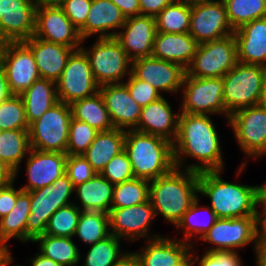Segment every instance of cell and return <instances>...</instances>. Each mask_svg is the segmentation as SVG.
<instances>
[{
    "label": "cell",
    "mask_w": 266,
    "mask_h": 266,
    "mask_svg": "<svg viewBox=\"0 0 266 266\" xmlns=\"http://www.w3.org/2000/svg\"><path fill=\"white\" fill-rule=\"evenodd\" d=\"M210 116L180 112L178 132L173 142L175 167L198 173L224 170L225 162L222 156V146H220L215 123L212 122ZM184 156L197 159L199 164L185 165Z\"/></svg>",
    "instance_id": "cell-1"
},
{
    "label": "cell",
    "mask_w": 266,
    "mask_h": 266,
    "mask_svg": "<svg viewBox=\"0 0 266 266\" xmlns=\"http://www.w3.org/2000/svg\"><path fill=\"white\" fill-rule=\"evenodd\" d=\"M198 178L196 171L174 167L167 174L151 180L149 201L155 215L161 214L176 226L199 197Z\"/></svg>",
    "instance_id": "cell-2"
},
{
    "label": "cell",
    "mask_w": 266,
    "mask_h": 266,
    "mask_svg": "<svg viewBox=\"0 0 266 266\" xmlns=\"http://www.w3.org/2000/svg\"><path fill=\"white\" fill-rule=\"evenodd\" d=\"M221 170L199 172V194L210 199L218 218L256 216L258 186L224 181Z\"/></svg>",
    "instance_id": "cell-3"
},
{
    "label": "cell",
    "mask_w": 266,
    "mask_h": 266,
    "mask_svg": "<svg viewBox=\"0 0 266 266\" xmlns=\"http://www.w3.org/2000/svg\"><path fill=\"white\" fill-rule=\"evenodd\" d=\"M124 150L129 157L135 178L151 181L175 167L173 143L165 138L127 130Z\"/></svg>",
    "instance_id": "cell-4"
},
{
    "label": "cell",
    "mask_w": 266,
    "mask_h": 266,
    "mask_svg": "<svg viewBox=\"0 0 266 266\" xmlns=\"http://www.w3.org/2000/svg\"><path fill=\"white\" fill-rule=\"evenodd\" d=\"M265 79L266 67L240 62L223 76L227 119L240 109L261 104Z\"/></svg>",
    "instance_id": "cell-5"
},
{
    "label": "cell",
    "mask_w": 266,
    "mask_h": 266,
    "mask_svg": "<svg viewBox=\"0 0 266 266\" xmlns=\"http://www.w3.org/2000/svg\"><path fill=\"white\" fill-rule=\"evenodd\" d=\"M74 192L72 181L66 174L52 184L30 191V214L27 217L26 242H32L43 235L49 218L61 207L74 202L70 197Z\"/></svg>",
    "instance_id": "cell-6"
},
{
    "label": "cell",
    "mask_w": 266,
    "mask_h": 266,
    "mask_svg": "<svg viewBox=\"0 0 266 266\" xmlns=\"http://www.w3.org/2000/svg\"><path fill=\"white\" fill-rule=\"evenodd\" d=\"M81 49L89 59L93 77L99 86L123 83L132 72V60L115 38H97L91 48L81 46Z\"/></svg>",
    "instance_id": "cell-7"
},
{
    "label": "cell",
    "mask_w": 266,
    "mask_h": 266,
    "mask_svg": "<svg viewBox=\"0 0 266 266\" xmlns=\"http://www.w3.org/2000/svg\"><path fill=\"white\" fill-rule=\"evenodd\" d=\"M71 119L70 105L56 103L29 125L30 148L66 153Z\"/></svg>",
    "instance_id": "cell-8"
},
{
    "label": "cell",
    "mask_w": 266,
    "mask_h": 266,
    "mask_svg": "<svg viewBox=\"0 0 266 266\" xmlns=\"http://www.w3.org/2000/svg\"><path fill=\"white\" fill-rule=\"evenodd\" d=\"M238 63L234 34L219 40L198 44L186 75L198 78L223 77Z\"/></svg>",
    "instance_id": "cell-9"
},
{
    "label": "cell",
    "mask_w": 266,
    "mask_h": 266,
    "mask_svg": "<svg viewBox=\"0 0 266 266\" xmlns=\"http://www.w3.org/2000/svg\"><path fill=\"white\" fill-rule=\"evenodd\" d=\"M223 77L198 78L185 75L180 111L191 114L225 115L227 110L223 101Z\"/></svg>",
    "instance_id": "cell-10"
},
{
    "label": "cell",
    "mask_w": 266,
    "mask_h": 266,
    "mask_svg": "<svg viewBox=\"0 0 266 266\" xmlns=\"http://www.w3.org/2000/svg\"><path fill=\"white\" fill-rule=\"evenodd\" d=\"M240 149L249 158L266 156V106L240 109L227 120Z\"/></svg>",
    "instance_id": "cell-11"
},
{
    "label": "cell",
    "mask_w": 266,
    "mask_h": 266,
    "mask_svg": "<svg viewBox=\"0 0 266 266\" xmlns=\"http://www.w3.org/2000/svg\"><path fill=\"white\" fill-rule=\"evenodd\" d=\"M56 89L58 100L69 105L99 92L89 59L81 48L70 55L62 75L56 81Z\"/></svg>",
    "instance_id": "cell-12"
},
{
    "label": "cell",
    "mask_w": 266,
    "mask_h": 266,
    "mask_svg": "<svg viewBox=\"0 0 266 266\" xmlns=\"http://www.w3.org/2000/svg\"><path fill=\"white\" fill-rule=\"evenodd\" d=\"M200 240L213 245L205 252H237L238 249L254 243V252L256 253V216L218 218Z\"/></svg>",
    "instance_id": "cell-13"
},
{
    "label": "cell",
    "mask_w": 266,
    "mask_h": 266,
    "mask_svg": "<svg viewBox=\"0 0 266 266\" xmlns=\"http://www.w3.org/2000/svg\"><path fill=\"white\" fill-rule=\"evenodd\" d=\"M198 44L219 40L234 33L223 0L191 6L188 32Z\"/></svg>",
    "instance_id": "cell-14"
},
{
    "label": "cell",
    "mask_w": 266,
    "mask_h": 266,
    "mask_svg": "<svg viewBox=\"0 0 266 266\" xmlns=\"http://www.w3.org/2000/svg\"><path fill=\"white\" fill-rule=\"evenodd\" d=\"M1 63L13 95H21L41 78L34 55L23 41L7 42Z\"/></svg>",
    "instance_id": "cell-15"
},
{
    "label": "cell",
    "mask_w": 266,
    "mask_h": 266,
    "mask_svg": "<svg viewBox=\"0 0 266 266\" xmlns=\"http://www.w3.org/2000/svg\"><path fill=\"white\" fill-rule=\"evenodd\" d=\"M109 214L110 233L129 242L158 238L150 235V224L157 216L150 201L125 208H111ZM151 236V237H150Z\"/></svg>",
    "instance_id": "cell-16"
},
{
    "label": "cell",
    "mask_w": 266,
    "mask_h": 266,
    "mask_svg": "<svg viewBox=\"0 0 266 266\" xmlns=\"http://www.w3.org/2000/svg\"><path fill=\"white\" fill-rule=\"evenodd\" d=\"M34 37L78 50L83 45L78 29L60 6L37 5Z\"/></svg>",
    "instance_id": "cell-17"
},
{
    "label": "cell",
    "mask_w": 266,
    "mask_h": 266,
    "mask_svg": "<svg viewBox=\"0 0 266 266\" xmlns=\"http://www.w3.org/2000/svg\"><path fill=\"white\" fill-rule=\"evenodd\" d=\"M35 0H0V35L7 42L30 39L35 31Z\"/></svg>",
    "instance_id": "cell-18"
},
{
    "label": "cell",
    "mask_w": 266,
    "mask_h": 266,
    "mask_svg": "<svg viewBox=\"0 0 266 266\" xmlns=\"http://www.w3.org/2000/svg\"><path fill=\"white\" fill-rule=\"evenodd\" d=\"M132 73L160 93H177L181 91L186 69L179 64L148 56L132 61Z\"/></svg>",
    "instance_id": "cell-19"
},
{
    "label": "cell",
    "mask_w": 266,
    "mask_h": 266,
    "mask_svg": "<svg viewBox=\"0 0 266 266\" xmlns=\"http://www.w3.org/2000/svg\"><path fill=\"white\" fill-rule=\"evenodd\" d=\"M160 236L133 252L141 266H188L193 245L180 239Z\"/></svg>",
    "instance_id": "cell-20"
},
{
    "label": "cell",
    "mask_w": 266,
    "mask_h": 266,
    "mask_svg": "<svg viewBox=\"0 0 266 266\" xmlns=\"http://www.w3.org/2000/svg\"><path fill=\"white\" fill-rule=\"evenodd\" d=\"M155 34L156 19L139 15L126 18L114 38L133 61L151 56Z\"/></svg>",
    "instance_id": "cell-21"
},
{
    "label": "cell",
    "mask_w": 266,
    "mask_h": 266,
    "mask_svg": "<svg viewBox=\"0 0 266 266\" xmlns=\"http://www.w3.org/2000/svg\"><path fill=\"white\" fill-rule=\"evenodd\" d=\"M26 158L27 183L23 191H34L52 184L66 173L67 153L39 151L31 148Z\"/></svg>",
    "instance_id": "cell-22"
},
{
    "label": "cell",
    "mask_w": 266,
    "mask_h": 266,
    "mask_svg": "<svg viewBox=\"0 0 266 266\" xmlns=\"http://www.w3.org/2000/svg\"><path fill=\"white\" fill-rule=\"evenodd\" d=\"M99 92L116 129L134 130L141 117L142 107L131 97L124 83L99 86Z\"/></svg>",
    "instance_id": "cell-23"
},
{
    "label": "cell",
    "mask_w": 266,
    "mask_h": 266,
    "mask_svg": "<svg viewBox=\"0 0 266 266\" xmlns=\"http://www.w3.org/2000/svg\"><path fill=\"white\" fill-rule=\"evenodd\" d=\"M180 112L174 113L172 106L162 96L141 109V117L134 129L137 132L155 135L173 143L178 132Z\"/></svg>",
    "instance_id": "cell-24"
},
{
    "label": "cell",
    "mask_w": 266,
    "mask_h": 266,
    "mask_svg": "<svg viewBox=\"0 0 266 266\" xmlns=\"http://www.w3.org/2000/svg\"><path fill=\"white\" fill-rule=\"evenodd\" d=\"M125 20V16L111 0H92L86 22L78 30L79 35L83 42L94 34L98 38H114Z\"/></svg>",
    "instance_id": "cell-25"
},
{
    "label": "cell",
    "mask_w": 266,
    "mask_h": 266,
    "mask_svg": "<svg viewBox=\"0 0 266 266\" xmlns=\"http://www.w3.org/2000/svg\"><path fill=\"white\" fill-rule=\"evenodd\" d=\"M23 42L34 55L40 77L54 82L62 75L70 55L75 51L71 47L45 41L34 36Z\"/></svg>",
    "instance_id": "cell-26"
},
{
    "label": "cell",
    "mask_w": 266,
    "mask_h": 266,
    "mask_svg": "<svg viewBox=\"0 0 266 266\" xmlns=\"http://www.w3.org/2000/svg\"><path fill=\"white\" fill-rule=\"evenodd\" d=\"M238 62L266 67V17L255 19L234 31Z\"/></svg>",
    "instance_id": "cell-27"
},
{
    "label": "cell",
    "mask_w": 266,
    "mask_h": 266,
    "mask_svg": "<svg viewBox=\"0 0 266 266\" xmlns=\"http://www.w3.org/2000/svg\"><path fill=\"white\" fill-rule=\"evenodd\" d=\"M198 47L189 33H166L156 31L151 56L181 65L187 69Z\"/></svg>",
    "instance_id": "cell-28"
},
{
    "label": "cell",
    "mask_w": 266,
    "mask_h": 266,
    "mask_svg": "<svg viewBox=\"0 0 266 266\" xmlns=\"http://www.w3.org/2000/svg\"><path fill=\"white\" fill-rule=\"evenodd\" d=\"M113 187L106 178L96 173L90 180L74 187L82 211H99L109 213L112 204ZM81 206V207H80Z\"/></svg>",
    "instance_id": "cell-29"
},
{
    "label": "cell",
    "mask_w": 266,
    "mask_h": 266,
    "mask_svg": "<svg viewBox=\"0 0 266 266\" xmlns=\"http://www.w3.org/2000/svg\"><path fill=\"white\" fill-rule=\"evenodd\" d=\"M30 192L21 191L13 209L0 219V253H11L8 241L26 242L27 217L30 214Z\"/></svg>",
    "instance_id": "cell-30"
},
{
    "label": "cell",
    "mask_w": 266,
    "mask_h": 266,
    "mask_svg": "<svg viewBox=\"0 0 266 266\" xmlns=\"http://www.w3.org/2000/svg\"><path fill=\"white\" fill-rule=\"evenodd\" d=\"M125 131L111 129L100 131L83 154L96 173H101L105 165L117 154L124 150Z\"/></svg>",
    "instance_id": "cell-31"
},
{
    "label": "cell",
    "mask_w": 266,
    "mask_h": 266,
    "mask_svg": "<svg viewBox=\"0 0 266 266\" xmlns=\"http://www.w3.org/2000/svg\"><path fill=\"white\" fill-rule=\"evenodd\" d=\"M20 96L24 102L25 116L29 125L59 102L56 82L43 78L36 80Z\"/></svg>",
    "instance_id": "cell-32"
},
{
    "label": "cell",
    "mask_w": 266,
    "mask_h": 266,
    "mask_svg": "<svg viewBox=\"0 0 266 266\" xmlns=\"http://www.w3.org/2000/svg\"><path fill=\"white\" fill-rule=\"evenodd\" d=\"M70 109L73 118L86 122L99 132L114 129L100 92L72 102Z\"/></svg>",
    "instance_id": "cell-33"
},
{
    "label": "cell",
    "mask_w": 266,
    "mask_h": 266,
    "mask_svg": "<svg viewBox=\"0 0 266 266\" xmlns=\"http://www.w3.org/2000/svg\"><path fill=\"white\" fill-rule=\"evenodd\" d=\"M29 129L0 131V160L15 171L18 176L19 165L30 151Z\"/></svg>",
    "instance_id": "cell-34"
},
{
    "label": "cell",
    "mask_w": 266,
    "mask_h": 266,
    "mask_svg": "<svg viewBox=\"0 0 266 266\" xmlns=\"http://www.w3.org/2000/svg\"><path fill=\"white\" fill-rule=\"evenodd\" d=\"M39 242V253L61 266H77L81 260L78 246L69 237L40 235L32 243Z\"/></svg>",
    "instance_id": "cell-35"
},
{
    "label": "cell",
    "mask_w": 266,
    "mask_h": 266,
    "mask_svg": "<svg viewBox=\"0 0 266 266\" xmlns=\"http://www.w3.org/2000/svg\"><path fill=\"white\" fill-rule=\"evenodd\" d=\"M199 197L195 200L192 206L183 214L182 219L177 223L176 227L182 230L185 234L182 241L189 243L191 245H195L194 243L190 242L191 238L196 235L197 238L201 239L203 235H205L209 229L213 226V224L218 220L217 215L211 209L210 206H200ZM205 214L207 213V219L202 218L201 212ZM200 213V214H199ZM200 215V216H199ZM205 219V220H204Z\"/></svg>",
    "instance_id": "cell-36"
},
{
    "label": "cell",
    "mask_w": 266,
    "mask_h": 266,
    "mask_svg": "<svg viewBox=\"0 0 266 266\" xmlns=\"http://www.w3.org/2000/svg\"><path fill=\"white\" fill-rule=\"evenodd\" d=\"M75 235L88 245L95 244L110 233L109 214L99 211H82L78 220Z\"/></svg>",
    "instance_id": "cell-37"
},
{
    "label": "cell",
    "mask_w": 266,
    "mask_h": 266,
    "mask_svg": "<svg viewBox=\"0 0 266 266\" xmlns=\"http://www.w3.org/2000/svg\"><path fill=\"white\" fill-rule=\"evenodd\" d=\"M191 6L173 0L156 17V31L166 33H188L190 28Z\"/></svg>",
    "instance_id": "cell-38"
},
{
    "label": "cell",
    "mask_w": 266,
    "mask_h": 266,
    "mask_svg": "<svg viewBox=\"0 0 266 266\" xmlns=\"http://www.w3.org/2000/svg\"><path fill=\"white\" fill-rule=\"evenodd\" d=\"M228 21L235 31L246 23L266 17V0H223Z\"/></svg>",
    "instance_id": "cell-39"
},
{
    "label": "cell",
    "mask_w": 266,
    "mask_h": 266,
    "mask_svg": "<svg viewBox=\"0 0 266 266\" xmlns=\"http://www.w3.org/2000/svg\"><path fill=\"white\" fill-rule=\"evenodd\" d=\"M150 181L134 178L113 187L111 208H125L147 202L149 200Z\"/></svg>",
    "instance_id": "cell-40"
},
{
    "label": "cell",
    "mask_w": 266,
    "mask_h": 266,
    "mask_svg": "<svg viewBox=\"0 0 266 266\" xmlns=\"http://www.w3.org/2000/svg\"><path fill=\"white\" fill-rule=\"evenodd\" d=\"M120 242V238L111 234L107 238L92 244L82 266H114L129 253L120 250Z\"/></svg>",
    "instance_id": "cell-41"
},
{
    "label": "cell",
    "mask_w": 266,
    "mask_h": 266,
    "mask_svg": "<svg viewBox=\"0 0 266 266\" xmlns=\"http://www.w3.org/2000/svg\"><path fill=\"white\" fill-rule=\"evenodd\" d=\"M81 212L74 203L61 207L49 218L44 234L72 238Z\"/></svg>",
    "instance_id": "cell-42"
},
{
    "label": "cell",
    "mask_w": 266,
    "mask_h": 266,
    "mask_svg": "<svg viewBox=\"0 0 266 266\" xmlns=\"http://www.w3.org/2000/svg\"><path fill=\"white\" fill-rule=\"evenodd\" d=\"M12 129H29L20 95H12L0 104V131Z\"/></svg>",
    "instance_id": "cell-43"
},
{
    "label": "cell",
    "mask_w": 266,
    "mask_h": 266,
    "mask_svg": "<svg viewBox=\"0 0 266 266\" xmlns=\"http://www.w3.org/2000/svg\"><path fill=\"white\" fill-rule=\"evenodd\" d=\"M98 132L99 131L86 122L79 121L72 117L69 125L67 155H83Z\"/></svg>",
    "instance_id": "cell-44"
},
{
    "label": "cell",
    "mask_w": 266,
    "mask_h": 266,
    "mask_svg": "<svg viewBox=\"0 0 266 266\" xmlns=\"http://www.w3.org/2000/svg\"><path fill=\"white\" fill-rule=\"evenodd\" d=\"M111 184H119L134 179L132 165L125 150L115 155L100 173Z\"/></svg>",
    "instance_id": "cell-45"
},
{
    "label": "cell",
    "mask_w": 266,
    "mask_h": 266,
    "mask_svg": "<svg viewBox=\"0 0 266 266\" xmlns=\"http://www.w3.org/2000/svg\"><path fill=\"white\" fill-rule=\"evenodd\" d=\"M191 251L190 264L191 266H243L241 257L238 251H211L204 252L202 257H193Z\"/></svg>",
    "instance_id": "cell-46"
},
{
    "label": "cell",
    "mask_w": 266,
    "mask_h": 266,
    "mask_svg": "<svg viewBox=\"0 0 266 266\" xmlns=\"http://www.w3.org/2000/svg\"><path fill=\"white\" fill-rule=\"evenodd\" d=\"M128 88L131 97L141 106L144 107L162 97V94L157 91L149 83L138 79L132 72L129 75L127 82H123Z\"/></svg>",
    "instance_id": "cell-47"
},
{
    "label": "cell",
    "mask_w": 266,
    "mask_h": 266,
    "mask_svg": "<svg viewBox=\"0 0 266 266\" xmlns=\"http://www.w3.org/2000/svg\"><path fill=\"white\" fill-rule=\"evenodd\" d=\"M65 174L75 187L90 180L96 172L83 155H68Z\"/></svg>",
    "instance_id": "cell-48"
},
{
    "label": "cell",
    "mask_w": 266,
    "mask_h": 266,
    "mask_svg": "<svg viewBox=\"0 0 266 266\" xmlns=\"http://www.w3.org/2000/svg\"><path fill=\"white\" fill-rule=\"evenodd\" d=\"M92 0H66L60 7L79 30L86 22Z\"/></svg>",
    "instance_id": "cell-49"
},
{
    "label": "cell",
    "mask_w": 266,
    "mask_h": 266,
    "mask_svg": "<svg viewBox=\"0 0 266 266\" xmlns=\"http://www.w3.org/2000/svg\"><path fill=\"white\" fill-rule=\"evenodd\" d=\"M14 182H11L7 186L0 188V219L6 216L15 206L17 196L22 191L14 188Z\"/></svg>",
    "instance_id": "cell-50"
},
{
    "label": "cell",
    "mask_w": 266,
    "mask_h": 266,
    "mask_svg": "<svg viewBox=\"0 0 266 266\" xmlns=\"http://www.w3.org/2000/svg\"><path fill=\"white\" fill-rule=\"evenodd\" d=\"M256 251H266V210L256 209Z\"/></svg>",
    "instance_id": "cell-51"
},
{
    "label": "cell",
    "mask_w": 266,
    "mask_h": 266,
    "mask_svg": "<svg viewBox=\"0 0 266 266\" xmlns=\"http://www.w3.org/2000/svg\"><path fill=\"white\" fill-rule=\"evenodd\" d=\"M173 0H139L141 15L156 17Z\"/></svg>",
    "instance_id": "cell-52"
},
{
    "label": "cell",
    "mask_w": 266,
    "mask_h": 266,
    "mask_svg": "<svg viewBox=\"0 0 266 266\" xmlns=\"http://www.w3.org/2000/svg\"><path fill=\"white\" fill-rule=\"evenodd\" d=\"M125 18L141 15L139 0H111Z\"/></svg>",
    "instance_id": "cell-53"
},
{
    "label": "cell",
    "mask_w": 266,
    "mask_h": 266,
    "mask_svg": "<svg viewBox=\"0 0 266 266\" xmlns=\"http://www.w3.org/2000/svg\"><path fill=\"white\" fill-rule=\"evenodd\" d=\"M15 181V171L0 160V188Z\"/></svg>",
    "instance_id": "cell-54"
},
{
    "label": "cell",
    "mask_w": 266,
    "mask_h": 266,
    "mask_svg": "<svg viewBox=\"0 0 266 266\" xmlns=\"http://www.w3.org/2000/svg\"><path fill=\"white\" fill-rule=\"evenodd\" d=\"M13 94L9 89L8 81L6 78L5 70L2 63H0V104L10 98Z\"/></svg>",
    "instance_id": "cell-55"
},
{
    "label": "cell",
    "mask_w": 266,
    "mask_h": 266,
    "mask_svg": "<svg viewBox=\"0 0 266 266\" xmlns=\"http://www.w3.org/2000/svg\"><path fill=\"white\" fill-rule=\"evenodd\" d=\"M36 256L29 261L31 262V266H61L57 262L43 256L40 253H36Z\"/></svg>",
    "instance_id": "cell-56"
},
{
    "label": "cell",
    "mask_w": 266,
    "mask_h": 266,
    "mask_svg": "<svg viewBox=\"0 0 266 266\" xmlns=\"http://www.w3.org/2000/svg\"><path fill=\"white\" fill-rule=\"evenodd\" d=\"M114 266H141V265H140L139 260L133 254V252L130 251L125 257H123Z\"/></svg>",
    "instance_id": "cell-57"
},
{
    "label": "cell",
    "mask_w": 266,
    "mask_h": 266,
    "mask_svg": "<svg viewBox=\"0 0 266 266\" xmlns=\"http://www.w3.org/2000/svg\"><path fill=\"white\" fill-rule=\"evenodd\" d=\"M258 205H262V210H266V184L258 186Z\"/></svg>",
    "instance_id": "cell-58"
},
{
    "label": "cell",
    "mask_w": 266,
    "mask_h": 266,
    "mask_svg": "<svg viewBox=\"0 0 266 266\" xmlns=\"http://www.w3.org/2000/svg\"><path fill=\"white\" fill-rule=\"evenodd\" d=\"M37 5L42 6H60L66 0H35Z\"/></svg>",
    "instance_id": "cell-59"
},
{
    "label": "cell",
    "mask_w": 266,
    "mask_h": 266,
    "mask_svg": "<svg viewBox=\"0 0 266 266\" xmlns=\"http://www.w3.org/2000/svg\"><path fill=\"white\" fill-rule=\"evenodd\" d=\"M11 253H0V266H8L13 262Z\"/></svg>",
    "instance_id": "cell-60"
},
{
    "label": "cell",
    "mask_w": 266,
    "mask_h": 266,
    "mask_svg": "<svg viewBox=\"0 0 266 266\" xmlns=\"http://www.w3.org/2000/svg\"><path fill=\"white\" fill-rule=\"evenodd\" d=\"M256 265L266 266V251H256Z\"/></svg>",
    "instance_id": "cell-61"
},
{
    "label": "cell",
    "mask_w": 266,
    "mask_h": 266,
    "mask_svg": "<svg viewBox=\"0 0 266 266\" xmlns=\"http://www.w3.org/2000/svg\"><path fill=\"white\" fill-rule=\"evenodd\" d=\"M184 3H186L189 6L197 5V4H203V3H209L215 0H179Z\"/></svg>",
    "instance_id": "cell-62"
},
{
    "label": "cell",
    "mask_w": 266,
    "mask_h": 266,
    "mask_svg": "<svg viewBox=\"0 0 266 266\" xmlns=\"http://www.w3.org/2000/svg\"><path fill=\"white\" fill-rule=\"evenodd\" d=\"M7 41L0 35V63L3 58L4 49L6 47Z\"/></svg>",
    "instance_id": "cell-63"
},
{
    "label": "cell",
    "mask_w": 266,
    "mask_h": 266,
    "mask_svg": "<svg viewBox=\"0 0 266 266\" xmlns=\"http://www.w3.org/2000/svg\"><path fill=\"white\" fill-rule=\"evenodd\" d=\"M261 104L266 106V79H265V82H264V94H263V99H262Z\"/></svg>",
    "instance_id": "cell-64"
}]
</instances>
